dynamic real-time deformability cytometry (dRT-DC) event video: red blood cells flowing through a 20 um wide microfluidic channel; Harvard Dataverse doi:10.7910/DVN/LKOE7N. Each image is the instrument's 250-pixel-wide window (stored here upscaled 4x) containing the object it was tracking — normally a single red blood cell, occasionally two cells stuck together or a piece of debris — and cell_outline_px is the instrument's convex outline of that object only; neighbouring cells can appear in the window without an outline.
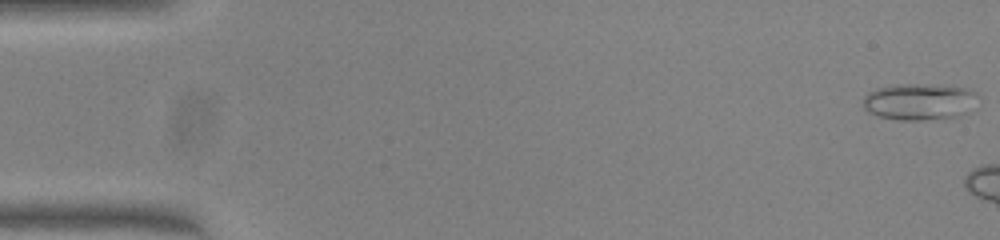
{"species": "common noctule bat (a hibernating species)", "species_latin": "Nyctalus noctula", "temperature_condition": "warm", "stored_images_in_passage": 5, "camera_frame_rate_fps": 3000, "um_per_image_px": 0.085, "animal": {"sex": "female", "body_mass_g": 23.0, "forearm_length_mm": 53.4}, "frame": {"image": 1, "passage_image": 1, "time_ms": 0.0, "image_size_px": [1000, 240], "cell_outline_px": [[976, 92], [964, 112], [960, 116], [920, 120], [896, 120], [880, 116], [868, 112], [864, 108], [864, 96], [868, 92], [876, 88], [896, 84], [952, 84], [968, 88]], "centroid_in_image_um": [78.06, 8.61], "position_along_channel_um": 6.9, "area_um2": 24.28}}